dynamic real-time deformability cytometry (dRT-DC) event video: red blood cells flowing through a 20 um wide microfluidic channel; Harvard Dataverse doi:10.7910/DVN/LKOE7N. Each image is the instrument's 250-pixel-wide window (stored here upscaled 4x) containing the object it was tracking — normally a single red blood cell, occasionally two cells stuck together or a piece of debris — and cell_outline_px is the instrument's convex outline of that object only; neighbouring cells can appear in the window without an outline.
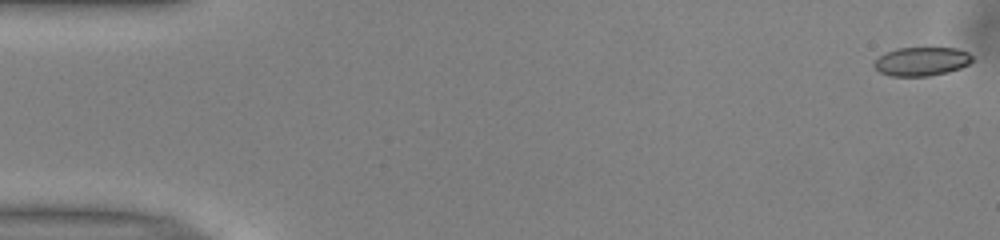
{"species": "common noctule bat (a hibernating species)", "species_latin": "Nyctalus noctula", "temperature_condition": "warm", "stored_images_in_passage": 52, "camera_frame_rate_fps": 3000, "um_per_image_px": 0.085, "animal": {"sex": "male", "body_mass_g": 13.0, "forearm_length_mm": 53.1}, "frame": {"image": 1, "passage_image": 1, "time_ms": 0.0, "image_size_px": [1000, 240], "cell_outline_px": [[972, 60], [968, 64], [960, 68], [948, 72], [928, 76], [888, 76], [880, 72], [872, 64], [884, 52], [896, 48], [956, 48], [968, 52], [972, 56]], "centroid_in_image_um": [78.31, 5.22], "position_along_channel_um": 6.7, "area_um2": 16.47}}
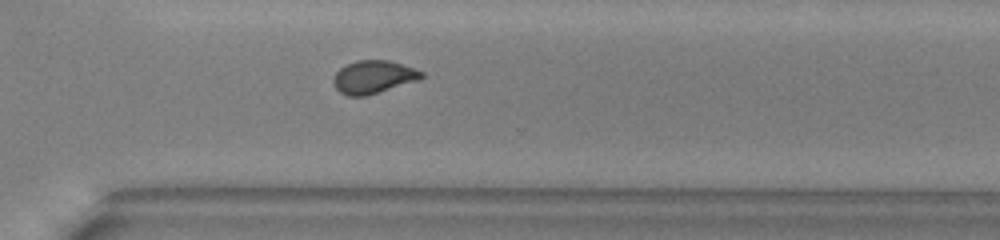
{"frame": {"image": 2, "passage_image": 37, "time_ms": 12.0, "image_size_px": [1000, 240], "cell_outline_px": [[424, 76], [420, 80], [364, 96], [348, 96], [340, 92], [336, 88], [332, 80], [336, 72], [340, 68], [348, 64], [360, 60], [388, 60], [424, 72]], "centroid_in_image_um": [31.74, 6.55], "position_along_channel_um": 338.9, "area_um2": 16.7}}
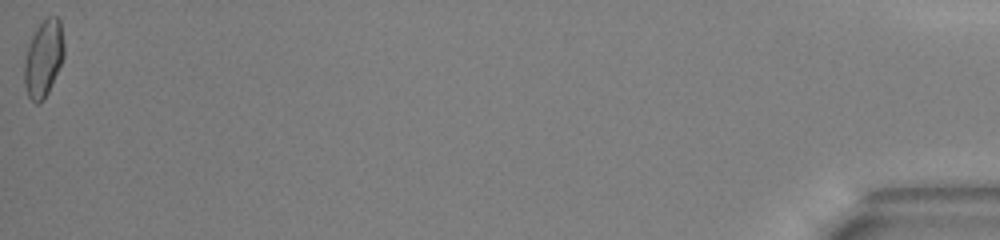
{"frame": {"image": 3, "passage_image": 52, "time_ms": 17.0, "image_size_px": [1000, 240], "cell_outline_px": [[64, 56], [48, 92], [44, 100], [40, 104], [36, 104], [28, 96], [24, 84], [24, 64], [28, 48], [32, 36], [36, 28], [48, 16], [56, 16], [60, 20], [64, 44]], "centroid_in_image_um": [3.7, 4.98], "position_along_channel_um": 431.5, "area_um2": 17.63}, "authors_computed_cell_mechanics": {"area_um2": 17.0799, "velocity_mm_per_s": 3.9753, "shape_relaxation_time_tau1_ms": 7.9078, "shape_relaxation_time_tau2_ms": 1.1641, "deformation_change_tau1": 0.1588, "deformation_change_tau2": 0.0705}}